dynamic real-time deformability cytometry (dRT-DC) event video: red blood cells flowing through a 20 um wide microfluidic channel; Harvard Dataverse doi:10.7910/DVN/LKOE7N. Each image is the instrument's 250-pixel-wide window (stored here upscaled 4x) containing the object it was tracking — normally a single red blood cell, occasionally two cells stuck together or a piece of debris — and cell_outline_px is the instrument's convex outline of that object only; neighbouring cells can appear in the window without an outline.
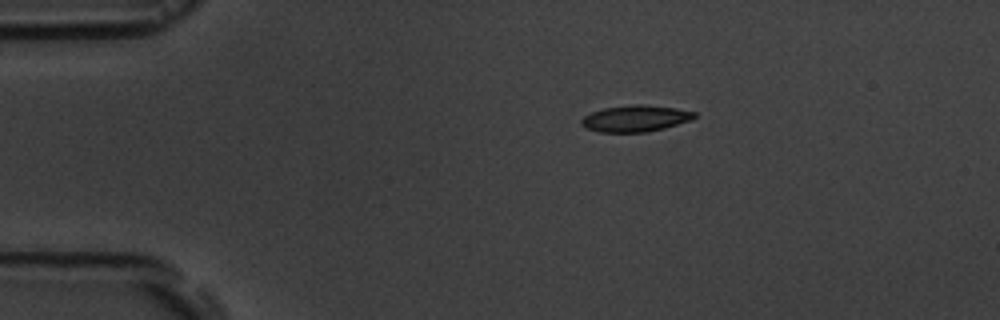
{"species": "common noctule bat (a hibernating species)", "species_latin": "Nyctalus noctula", "temperature_condition": "room temperature", "stored_images_in_passage": 9, "camera_frame_rate_fps": 3000, "um_per_image_px": 0.085, "animal": {"sex": "male", "body_mass_g": 19.5, "forearm_length_mm": 54.6}, "frame": {"image": 1, "passage_image": 1, "time_ms": 0.0, "image_size_px": [1000, 320], "cell_outline_px": [[696, 116], [692, 120], [664, 128], [644, 132], [600, 132], [584, 128], [580, 124], [580, 120], [584, 116], [592, 112], [604, 108], [632, 104], [644, 104], [676, 108], [696, 112]], "centroid_in_image_um": [54.0, 10.06], "position_along_channel_um": 31.0, "area_um2": 17.51}}
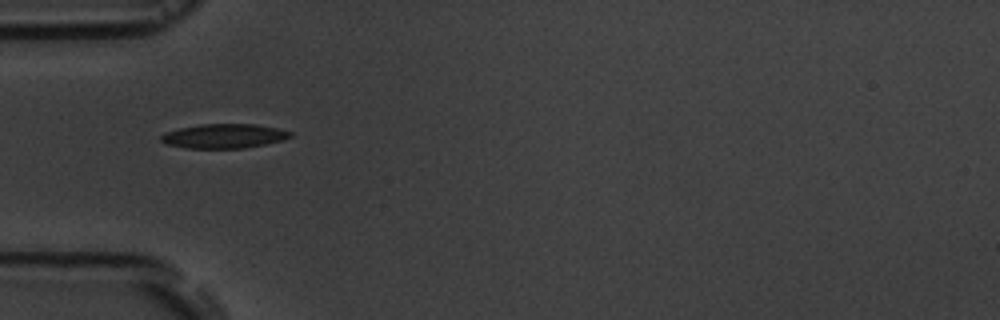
{"frame": {"image": 2, "passage_image": 3, "time_ms": 2.333, "image_size_px": [1000, 320], "cell_outline_px": [[292, 136], [284, 140], [244, 148], [184, 148], [168, 144], [160, 140], [160, 136], [164, 132], [180, 128], [200, 124], [256, 124], [276, 128], [292, 132]], "centroid_in_image_um": [19.03, 11.56], "position_along_channel_um": 66.0, "area_um2": 18.32}}
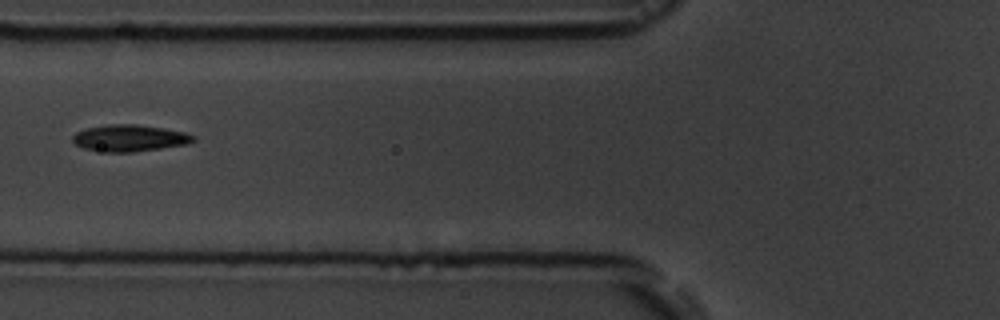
{"frame": {"image": 3, "passage_image": 4, "time_ms": 3.667, "image_size_px": [1000, 320], "cell_outline_px": [[196, 140], [188, 144], [132, 152], [104, 152], [80, 148], [72, 140], [72, 136], [76, 132], [88, 128], [108, 124], [136, 124], [164, 128], [184, 132], [196, 136]], "centroid_in_image_um": [11.01, 11.74], "position_along_channel_um": 114.8, "area_um2": 18.84}}